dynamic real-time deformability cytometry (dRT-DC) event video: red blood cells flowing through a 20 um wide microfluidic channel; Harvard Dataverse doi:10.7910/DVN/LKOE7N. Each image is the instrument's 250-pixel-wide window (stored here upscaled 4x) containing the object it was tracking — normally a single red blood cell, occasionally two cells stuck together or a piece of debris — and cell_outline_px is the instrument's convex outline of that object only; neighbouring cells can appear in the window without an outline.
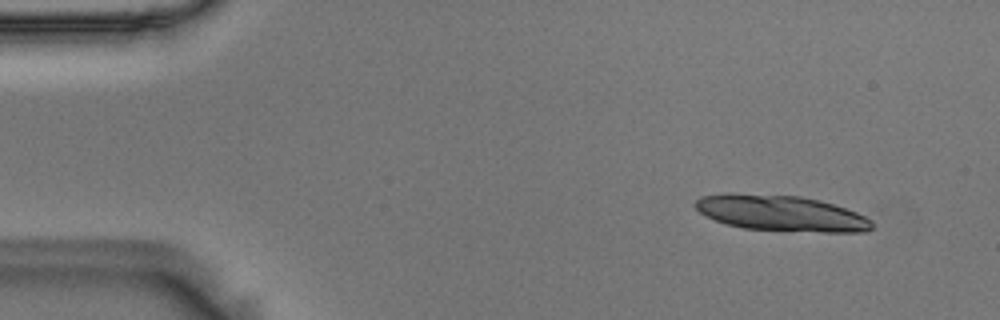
{"species": "Egyptian fruit bat (a non-hibernating species)", "species_latin": "Rousettus aegyptiacus", "temperature_condition": "room temperature", "stored_images_in_passage": 12, "camera_frame_rate_fps": 3000, "um_per_image_px": 0.085, "animal": {"sex": "male"}, "frame": {"image": 1, "passage_image": 1, "time_ms": 0.0, "image_size_px": [1000, 320], "cell_outline_px": [[872, 228], [868, 232], [824, 232], [744, 228], [728, 224], [704, 216], [692, 204], [700, 196], [732, 192], [800, 196], [832, 204], [856, 212], [872, 220]], "centroid_in_image_um": [66.35, 18.11], "position_along_channel_um": 18.6, "area_um2": 36.82}}